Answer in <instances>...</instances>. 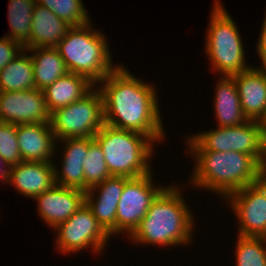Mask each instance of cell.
Wrapping results in <instances>:
<instances>
[{"label": "cell", "mask_w": 266, "mask_h": 266, "mask_svg": "<svg viewBox=\"0 0 266 266\" xmlns=\"http://www.w3.org/2000/svg\"><path fill=\"white\" fill-rule=\"evenodd\" d=\"M94 139L102 148L110 175L136 178L150 174L152 141L148 136L104 124Z\"/></svg>", "instance_id": "obj_5"}, {"label": "cell", "mask_w": 266, "mask_h": 266, "mask_svg": "<svg viewBox=\"0 0 266 266\" xmlns=\"http://www.w3.org/2000/svg\"><path fill=\"white\" fill-rule=\"evenodd\" d=\"M152 174L136 178L125 177V185L117 205L116 233L131 235L145 217L156 197L166 187H154Z\"/></svg>", "instance_id": "obj_9"}, {"label": "cell", "mask_w": 266, "mask_h": 266, "mask_svg": "<svg viewBox=\"0 0 266 266\" xmlns=\"http://www.w3.org/2000/svg\"><path fill=\"white\" fill-rule=\"evenodd\" d=\"M72 26L58 18L46 7L36 4L32 14L29 38L23 43L24 49L56 47Z\"/></svg>", "instance_id": "obj_17"}, {"label": "cell", "mask_w": 266, "mask_h": 266, "mask_svg": "<svg viewBox=\"0 0 266 266\" xmlns=\"http://www.w3.org/2000/svg\"><path fill=\"white\" fill-rule=\"evenodd\" d=\"M26 50L33 52L31 59L36 89L42 91L69 72L56 47H37Z\"/></svg>", "instance_id": "obj_21"}, {"label": "cell", "mask_w": 266, "mask_h": 266, "mask_svg": "<svg viewBox=\"0 0 266 266\" xmlns=\"http://www.w3.org/2000/svg\"><path fill=\"white\" fill-rule=\"evenodd\" d=\"M17 125L0 122V157L11 166L21 163V153L17 140Z\"/></svg>", "instance_id": "obj_28"}, {"label": "cell", "mask_w": 266, "mask_h": 266, "mask_svg": "<svg viewBox=\"0 0 266 266\" xmlns=\"http://www.w3.org/2000/svg\"><path fill=\"white\" fill-rule=\"evenodd\" d=\"M217 0L208 28L206 51L223 76H233L251 67L245 65L244 49L238 29Z\"/></svg>", "instance_id": "obj_6"}, {"label": "cell", "mask_w": 266, "mask_h": 266, "mask_svg": "<svg viewBox=\"0 0 266 266\" xmlns=\"http://www.w3.org/2000/svg\"><path fill=\"white\" fill-rule=\"evenodd\" d=\"M215 112L218 127H233L245 123L236 82L232 77L225 76L218 82L215 97Z\"/></svg>", "instance_id": "obj_20"}, {"label": "cell", "mask_w": 266, "mask_h": 266, "mask_svg": "<svg viewBox=\"0 0 266 266\" xmlns=\"http://www.w3.org/2000/svg\"><path fill=\"white\" fill-rule=\"evenodd\" d=\"M18 51L19 53L25 51L23 44L6 36L0 38V71L18 57Z\"/></svg>", "instance_id": "obj_30"}, {"label": "cell", "mask_w": 266, "mask_h": 266, "mask_svg": "<svg viewBox=\"0 0 266 266\" xmlns=\"http://www.w3.org/2000/svg\"><path fill=\"white\" fill-rule=\"evenodd\" d=\"M105 41L100 32L92 30L89 22L72 26L56 48L69 72L84 76L96 84L118 67L112 65Z\"/></svg>", "instance_id": "obj_4"}, {"label": "cell", "mask_w": 266, "mask_h": 266, "mask_svg": "<svg viewBox=\"0 0 266 266\" xmlns=\"http://www.w3.org/2000/svg\"><path fill=\"white\" fill-rule=\"evenodd\" d=\"M16 132L23 161L51 162L56 139L50 123L20 124Z\"/></svg>", "instance_id": "obj_14"}, {"label": "cell", "mask_w": 266, "mask_h": 266, "mask_svg": "<svg viewBox=\"0 0 266 266\" xmlns=\"http://www.w3.org/2000/svg\"><path fill=\"white\" fill-rule=\"evenodd\" d=\"M24 53V54H23ZM21 52L0 71V92L35 89L31 56Z\"/></svg>", "instance_id": "obj_22"}, {"label": "cell", "mask_w": 266, "mask_h": 266, "mask_svg": "<svg viewBox=\"0 0 266 266\" xmlns=\"http://www.w3.org/2000/svg\"><path fill=\"white\" fill-rule=\"evenodd\" d=\"M83 167L85 183L90 188L111 176L102 148L94 137H89V150L84 160Z\"/></svg>", "instance_id": "obj_25"}, {"label": "cell", "mask_w": 266, "mask_h": 266, "mask_svg": "<svg viewBox=\"0 0 266 266\" xmlns=\"http://www.w3.org/2000/svg\"><path fill=\"white\" fill-rule=\"evenodd\" d=\"M238 236L237 266H266V237Z\"/></svg>", "instance_id": "obj_24"}, {"label": "cell", "mask_w": 266, "mask_h": 266, "mask_svg": "<svg viewBox=\"0 0 266 266\" xmlns=\"http://www.w3.org/2000/svg\"><path fill=\"white\" fill-rule=\"evenodd\" d=\"M0 164L3 165L1 167H4V168L7 167L6 169H2V168L0 169V177L2 178V180L9 182L11 165L8 162H6L4 159H2L1 157H0Z\"/></svg>", "instance_id": "obj_32"}, {"label": "cell", "mask_w": 266, "mask_h": 266, "mask_svg": "<svg viewBox=\"0 0 266 266\" xmlns=\"http://www.w3.org/2000/svg\"><path fill=\"white\" fill-rule=\"evenodd\" d=\"M0 122L15 125L50 123V112L39 89L0 92Z\"/></svg>", "instance_id": "obj_12"}, {"label": "cell", "mask_w": 266, "mask_h": 266, "mask_svg": "<svg viewBox=\"0 0 266 266\" xmlns=\"http://www.w3.org/2000/svg\"><path fill=\"white\" fill-rule=\"evenodd\" d=\"M240 222V236L266 237V178L228 196Z\"/></svg>", "instance_id": "obj_11"}, {"label": "cell", "mask_w": 266, "mask_h": 266, "mask_svg": "<svg viewBox=\"0 0 266 266\" xmlns=\"http://www.w3.org/2000/svg\"><path fill=\"white\" fill-rule=\"evenodd\" d=\"M36 4L46 7L71 26H81L89 23L82 0H36Z\"/></svg>", "instance_id": "obj_26"}, {"label": "cell", "mask_w": 266, "mask_h": 266, "mask_svg": "<svg viewBox=\"0 0 266 266\" xmlns=\"http://www.w3.org/2000/svg\"><path fill=\"white\" fill-rule=\"evenodd\" d=\"M125 185V176H115L111 175L103 182H100L91 188L88 191H96V188L100 187V194L98 195L97 200H109L120 201L122 191Z\"/></svg>", "instance_id": "obj_29"}, {"label": "cell", "mask_w": 266, "mask_h": 266, "mask_svg": "<svg viewBox=\"0 0 266 266\" xmlns=\"http://www.w3.org/2000/svg\"><path fill=\"white\" fill-rule=\"evenodd\" d=\"M266 70L249 68L231 76L238 89L241 109L248 120L257 121L266 108Z\"/></svg>", "instance_id": "obj_16"}, {"label": "cell", "mask_w": 266, "mask_h": 266, "mask_svg": "<svg viewBox=\"0 0 266 266\" xmlns=\"http://www.w3.org/2000/svg\"><path fill=\"white\" fill-rule=\"evenodd\" d=\"M256 122L264 140L266 138V108L264 109L263 114L258 118Z\"/></svg>", "instance_id": "obj_33"}, {"label": "cell", "mask_w": 266, "mask_h": 266, "mask_svg": "<svg viewBox=\"0 0 266 266\" xmlns=\"http://www.w3.org/2000/svg\"><path fill=\"white\" fill-rule=\"evenodd\" d=\"M94 84L86 77L68 72L42 90L49 112L70 105L88 94Z\"/></svg>", "instance_id": "obj_19"}, {"label": "cell", "mask_w": 266, "mask_h": 266, "mask_svg": "<svg viewBox=\"0 0 266 266\" xmlns=\"http://www.w3.org/2000/svg\"><path fill=\"white\" fill-rule=\"evenodd\" d=\"M260 170L263 177H266V138L264 139L263 144V159L260 163Z\"/></svg>", "instance_id": "obj_34"}, {"label": "cell", "mask_w": 266, "mask_h": 266, "mask_svg": "<svg viewBox=\"0 0 266 266\" xmlns=\"http://www.w3.org/2000/svg\"><path fill=\"white\" fill-rule=\"evenodd\" d=\"M181 196L177 187H166L131 234L132 239L153 245L187 244L191 240L194 223L192 213Z\"/></svg>", "instance_id": "obj_2"}, {"label": "cell", "mask_w": 266, "mask_h": 266, "mask_svg": "<svg viewBox=\"0 0 266 266\" xmlns=\"http://www.w3.org/2000/svg\"><path fill=\"white\" fill-rule=\"evenodd\" d=\"M93 191L85 192V203L92 210L93 215L103 227V229L109 234H116V213L117 205L116 201L109 200H96L94 198Z\"/></svg>", "instance_id": "obj_27"}, {"label": "cell", "mask_w": 266, "mask_h": 266, "mask_svg": "<svg viewBox=\"0 0 266 266\" xmlns=\"http://www.w3.org/2000/svg\"><path fill=\"white\" fill-rule=\"evenodd\" d=\"M60 140L66 142V148H64L63 167L60 170L62 174L55 168V184L88 191L90 187L85 183L83 164L89 150V137Z\"/></svg>", "instance_id": "obj_18"}, {"label": "cell", "mask_w": 266, "mask_h": 266, "mask_svg": "<svg viewBox=\"0 0 266 266\" xmlns=\"http://www.w3.org/2000/svg\"><path fill=\"white\" fill-rule=\"evenodd\" d=\"M34 199L39 204L40 216L56 228L84 205L85 191L55 184Z\"/></svg>", "instance_id": "obj_13"}, {"label": "cell", "mask_w": 266, "mask_h": 266, "mask_svg": "<svg viewBox=\"0 0 266 266\" xmlns=\"http://www.w3.org/2000/svg\"><path fill=\"white\" fill-rule=\"evenodd\" d=\"M104 124L100 90L93 89L82 99L50 113V125L56 140L94 137Z\"/></svg>", "instance_id": "obj_7"}, {"label": "cell", "mask_w": 266, "mask_h": 266, "mask_svg": "<svg viewBox=\"0 0 266 266\" xmlns=\"http://www.w3.org/2000/svg\"><path fill=\"white\" fill-rule=\"evenodd\" d=\"M263 30H261V35L257 45L258 54L260 56L262 67L266 70V23H263Z\"/></svg>", "instance_id": "obj_31"}, {"label": "cell", "mask_w": 266, "mask_h": 266, "mask_svg": "<svg viewBox=\"0 0 266 266\" xmlns=\"http://www.w3.org/2000/svg\"><path fill=\"white\" fill-rule=\"evenodd\" d=\"M192 152L197 159L192 184L217 191L226 198L263 177L260 164L251 155L235 151Z\"/></svg>", "instance_id": "obj_3"}, {"label": "cell", "mask_w": 266, "mask_h": 266, "mask_svg": "<svg viewBox=\"0 0 266 266\" xmlns=\"http://www.w3.org/2000/svg\"><path fill=\"white\" fill-rule=\"evenodd\" d=\"M55 229L58 230L57 246L65 253L84 250L89 245L100 253L110 237L86 203Z\"/></svg>", "instance_id": "obj_10"}, {"label": "cell", "mask_w": 266, "mask_h": 266, "mask_svg": "<svg viewBox=\"0 0 266 266\" xmlns=\"http://www.w3.org/2000/svg\"><path fill=\"white\" fill-rule=\"evenodd\" d=\"M101 82H106L99 89L105 124L142 133L153 141L162 140L165 133L153 86L140 81L121 66Z\"/></svg>", "instance_id": "obj_1"}, {"label": "cell", "mask_w": 266, "mask_h": 266, "mask_svg": "<svg viewBox=\"0 0 266 266\" xmlns=\"http://www.w3.org/2000/svg\"><path fill=\"white\" fill-rule=\"evenodd\" d=\"M264 140L254 120L233 127H218L189 138L191 151L241 152L251 155L259 164L263 159Z\"/></svg>", "instance_id": "obj_8"}, {"label": "cell", "mask_w": 266, "mask_h": 266, "mask_svg": "<svg viewBox=\"0 0 266 266\" xmlns=\"http://www.w3.org/2000/svg\"><path fill=\"white\" fill-rule=\"evenodd\" d=\"M36 0H10L8 6V18L11 27L10 39L23 44L30 35L33 9Z\"/></svg>", "instance_id": "obj_23"}, {"label": "cell", "mask_w": 266, "mask_h": 266, "mask_svg": "<svg viewBox=\"0 0 266 266\" xmlns=\"http://www.w3.org/2000/svg\"><path fill=\"white\" fill-rule=\"evenodd\" d=\"M9 182L34 199L55 185V166L52 162L22 161L11 166Z\"/></svg>", "instance_id": "obj_15"}]
</instances>
